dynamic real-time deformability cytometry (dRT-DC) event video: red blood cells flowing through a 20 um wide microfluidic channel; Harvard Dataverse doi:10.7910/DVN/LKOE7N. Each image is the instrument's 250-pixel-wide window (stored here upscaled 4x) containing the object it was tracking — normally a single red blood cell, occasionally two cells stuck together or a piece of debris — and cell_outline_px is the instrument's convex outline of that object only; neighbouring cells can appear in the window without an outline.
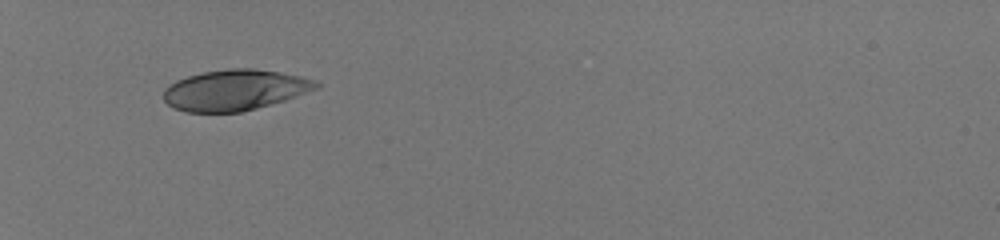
{"species": "human", "species_latin": "Homo sapiens", "temperature_condition": "room temperature", "stored_images_in_passage": 33, "camera_frame_rate_fps": 3000, "um_per_image_px": 0.085, "donor": {"sex": "male"}, "frame": {"image": 1, "passage_image": 1, "time_ms": 0.0, "image_size_px": [1000, 240], "cell_outline_px": [[320, 88], [284, 100], [256, 108], [240, 112], [184, 112], [172, 108], [164, 100], [164, 88], [176, 80], [188, 76], [204, 72], [228, 68], [252, 68], [280, 72], [300, 76], [316, 80], [320, 84]], "centroid_in_image_um": [19.96, 7.65], "position_along_channel_um": 65.0, "area_um2": 36.3}}
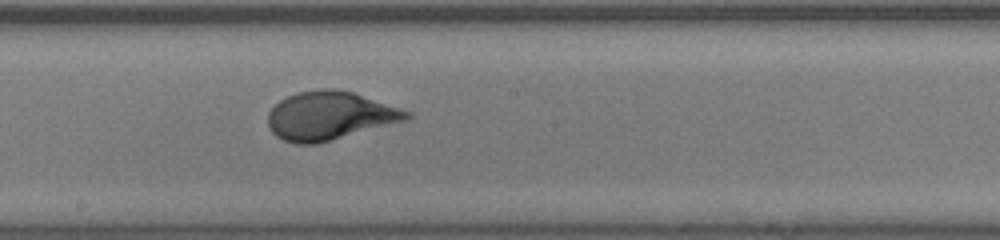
{"frame": {"image": 2, "passage_image": 14, "time_ms": 4.333, "image_size_px": [1000, 240], "cell_outline_px": [[412, 116], [408, 120], [316, 144], [296, 144], [284, 140], [276, 136], [268, 128], [268, 112], [280, 100], [296, 92], [324, 88], [336, 88], [352, 92], [412, 112]], "centroid_in_image_um": [28.02, 9.84], "position_along_channel_um": 220.2, "area_um2": 39.13}}
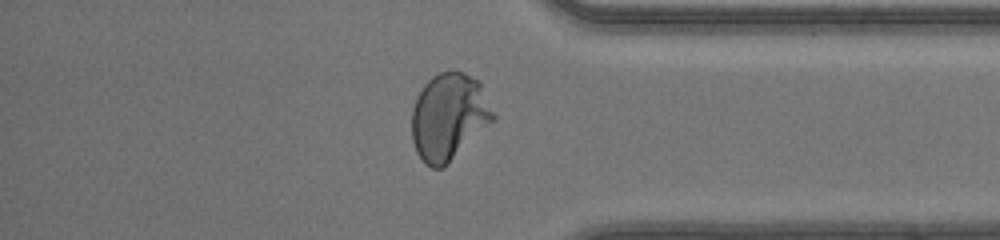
{"frame": {"image": 3, "passage_image": 27, "time_ms": 8.667, "image_size_px": [1000, 240], "cell_outline_px": [[496, 120], [444, 168], [432, 168], [424, 164], [416, 152], [412, 140], [412, 108], [416, 96], [424, 84], [432, 76], [440, 72], [464, 72], [480, 80], [496, 116]], "centroid_in_image_um": [38.17, 9.94], "position_along_channel_um": 397.0, "area_um2": 41.96}, "authors_computed_cell_mechanics": {"area_um2": 38.7838, "velocity_mm_per_s": 4.1628, "shape_relaxation_time_tau1_ms": 3.6365, "shape_relaxation_time_tau2_ms": null, "deformation_change_tau1": 0.2104, "deformation_change_tau2": null}}